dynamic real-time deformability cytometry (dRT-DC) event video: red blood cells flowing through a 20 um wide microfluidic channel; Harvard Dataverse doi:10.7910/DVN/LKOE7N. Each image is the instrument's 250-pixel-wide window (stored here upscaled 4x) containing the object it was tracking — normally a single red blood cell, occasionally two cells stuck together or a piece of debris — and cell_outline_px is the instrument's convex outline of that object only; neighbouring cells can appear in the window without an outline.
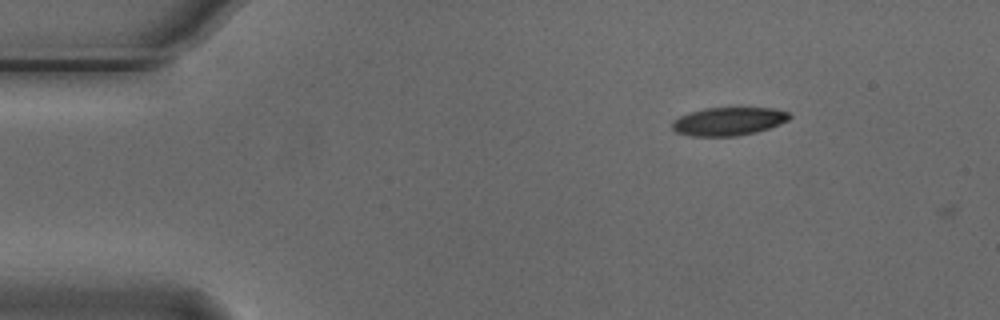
{"species": "Egyptian fruit bat (a non-hibernating species)", "species_latin": "Rousettus aegyptiacus", "temperature_condition": "cold", "stored_images_in_passage": 3, "camera_frame_rate_fps": 3000, "um_per_image_px": 0.085, "animal": {"sex": "male"}, "frame": {"image": 1, "passage_image": 1, "time_ms": 0.0, "image_size_px": [1000, 320], "cell_outline_px": [[792, 116], [788, 120], [780, 124], [756, 132], [736, 136], [692, 136], [676, 132], [672, 128], [672, 120], [680, 116], [704, 108], [776, 108], [788, 112]], "centroid_in_image_um": [61.94, 10.31], "position_along_channel_um": 23.1, "area_um2": 19.25}}